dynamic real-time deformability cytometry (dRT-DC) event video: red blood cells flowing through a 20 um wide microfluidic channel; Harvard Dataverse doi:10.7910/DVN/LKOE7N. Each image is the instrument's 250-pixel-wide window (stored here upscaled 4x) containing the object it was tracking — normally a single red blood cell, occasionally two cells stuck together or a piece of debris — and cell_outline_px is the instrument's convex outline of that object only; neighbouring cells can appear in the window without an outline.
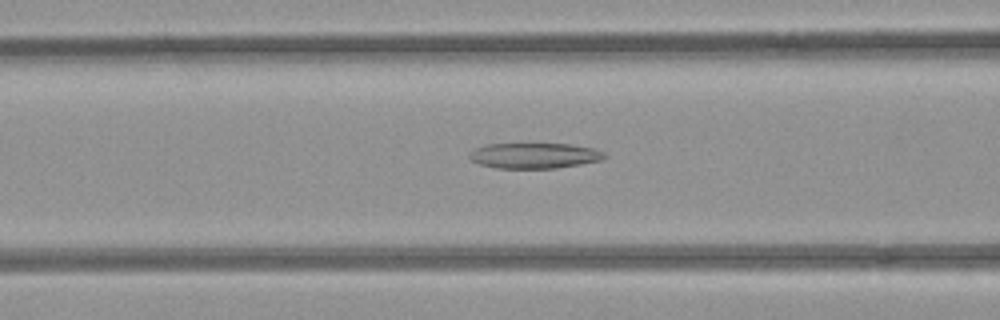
{"species": "common noctule bat (a hibernating species)", "species_latin": "Nyctalus noctula", "temperature_condition": "room temperature", "stored_images_in_passage": 51, "camera_frame_rate_fps": 3000, "um_per_image_px": 0.085, "animal": {"sex": "female", "body_mass_g": 21.9}, "frame": {"image": 1, "passage_image": 20, "time_ms": 6.333, "image_size_px": [1000, 320], "cell_outline_px": [[608, 156], [600, 160], [580, 164], [556, 168], [496, 168], [480, 164], [472, 160], [468, 156], [476, 148], [488, 144], [572, 144], [592, 148], [604, 152]], "centroid_in_image_um": [45.45, 13.23], "position_along_channel_um": 121.2, "area_um2": 19.88}}
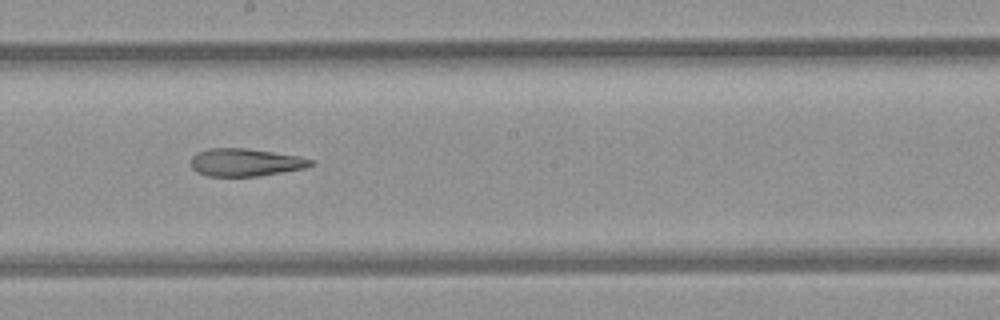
{"frame": {"image": 2, "passage_image": 28, "time_ms": 9.0, "image_size_px": [1000, 320], "cell_outline_px": [[316, 164], [304, 168], [260, 176], [208, 176], [196, 172], [192, 168], [192, 156], [196, 152], [208, 148], [248, 148], [300, 156], [312, 160]], "centroid_in_image_um": [20.86, 13.79], "position_along_channel_um": 227.3, "area_um2": 19.48}}
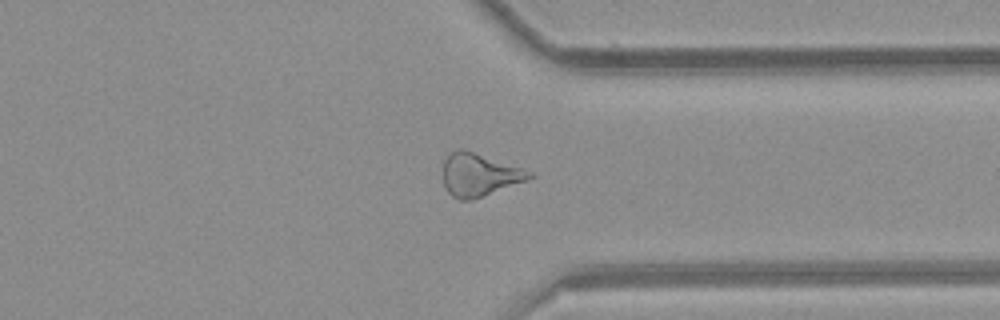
{"frame": {"image": 3, "passage_image": 39, "time_ms": 12.667, "image_size_px": [1000, 320], "cell_outline_px": [[536, 176], [528, 180], [472, 200], [460, 200], [452, 196], [444, 188], [444, 160], [448, 152], [456, 148], [464, 148], [532, 172]], "centroid_in_image_um": [40.71, 14.84], "position_along_channel_um": 370.7, "area_um2": 21.68}, "authors_computed_cell_mechanics": {"area_um2": 22.9466, "velocity_mm_per_s": 3.9682, "shape_relaxation_time_tau1_ms": null, "shape_relaxation_time_tau2_ms": 2.5059, "deformation_change_tau1": null, "deformation_change_tau2": 0.1273}}